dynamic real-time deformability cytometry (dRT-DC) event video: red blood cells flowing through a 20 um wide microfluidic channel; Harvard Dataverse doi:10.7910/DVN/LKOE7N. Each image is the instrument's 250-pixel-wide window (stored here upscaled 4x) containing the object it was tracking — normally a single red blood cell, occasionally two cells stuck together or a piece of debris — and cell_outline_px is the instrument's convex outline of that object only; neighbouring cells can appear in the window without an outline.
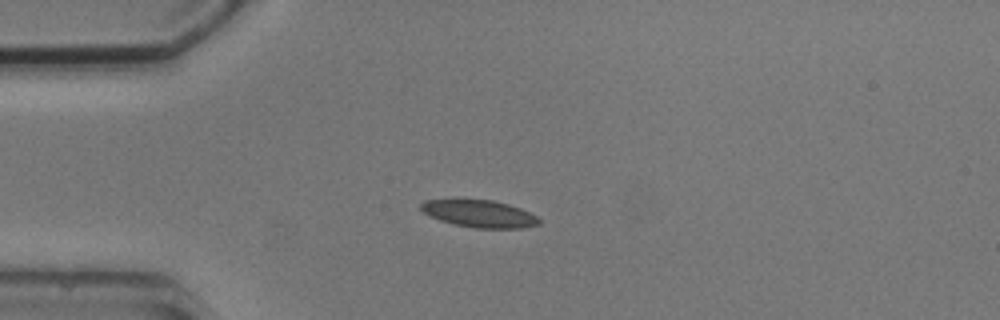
{"species": "common noctule bat (a hibernating species)", "species_latin": "Nyctalus noctula", "temperature_condition": "cold", "stored_images_in_passage": 4, "camera_frame_rate_fps": 3000, "um_per_image_px": 0.085, "animal": {"sex": "male", "body_mass_g": 20.5, "forearm_length_mm": 52.5}, "frame": {"image": 1, "passage_image": 2, "time_ms": 2.0, "image_size_px": [1000, 320], "cell_outline_px": [[540, 224], [520, 228], [476, 228], [456, 224], [440, 220], [424, 212], [420, 208], [420, 204], [424, 200], [456, 196], [492, 200], [508, 204], [520, 208], [536, 216], [540, 220]], "centroid_in_image_um": [40.67, 18.1], "position_along_channel_um": 44.3, "area_um2": 19.36}}
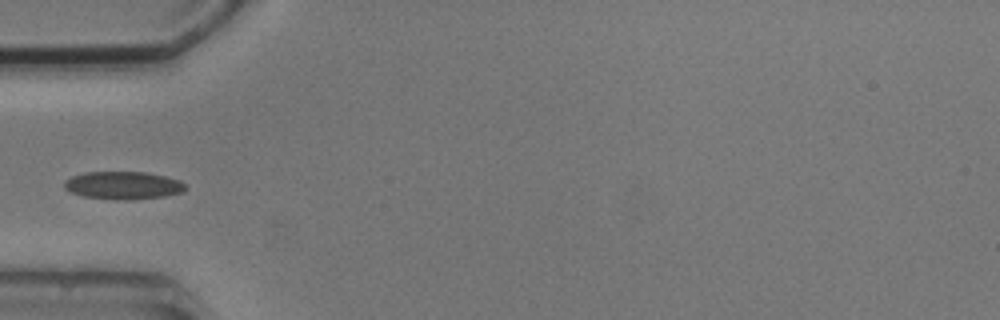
{"frame": {"image": 2, "passage_image": 3, "time_ms": 3.333, "image_size_px": [1000, 320], "cell_outline_px": [[188, 188], [184, 192], [164, 196], [132, 200], [116, 200], [84, 196], [72, 192], [64, 188], [64, 180], [72, 176], [84, 172], [144, 172], [164, 176], [180, 180]], "centroid_in_image_um": [10.48, 15.76], "position_along_channel_um": 74.5, "area_um2": 19.71}}